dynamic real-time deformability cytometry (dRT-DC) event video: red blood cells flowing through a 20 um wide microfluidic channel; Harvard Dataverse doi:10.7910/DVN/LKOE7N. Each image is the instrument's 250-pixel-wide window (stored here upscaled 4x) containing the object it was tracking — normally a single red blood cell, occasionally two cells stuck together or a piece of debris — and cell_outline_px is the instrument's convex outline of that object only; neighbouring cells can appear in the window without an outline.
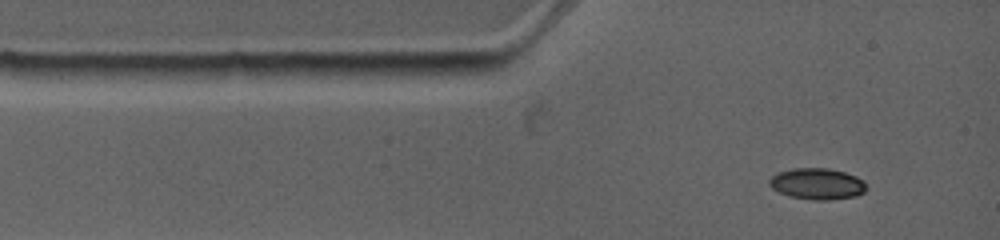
{"species": "common noctule bat (a hibernating species)", "species_latin": "Nyctalus noctula", "temperature_condition": "warm", "stored_images_in_passage": 3, "camera_frame_rate_fps": 4500, "um_per_image_px": 0.085, "animal": {"sex": "female", "body_mass_g": 19.0, "forearm_length_mm": 53.3}, "frame": {"image": 1, "passage_image": 1, "time_ms": 0.0, "image_size_px": [1000, 240], "cell_outline_px": [[868, 188], [864, 192], [856, 196], [828, 200], [812, 200], [788, 196], [772, 188], [768, 184], [768, 180], [776, 172], [792, 168], [828, 168], [844, 172], [856, 176], [864, 180]], "centroid_in_image_um": [69.46, 15.62], "position_along_channel_um": 15.5, "area_um2": 17.92}}
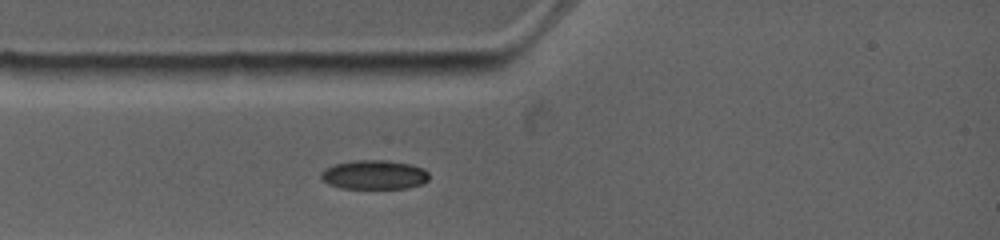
{"frame": {"image": 2, "passage_image": 3, "time_ms": 1.556, "image_size_px": [1000, 240], "cell_outline_px": [[428, 180], [424, 184], [408, 188], [340, 188], [328, 184], [320, 180], [320, 172], [324, 168], [336, 164], [352, 160], [388, 160], [412, 164], [424, 168], [428, 172]], "centroid_in_image_um": [31.8, 14.85], "position_along_channel_um": 53.2, "area_um2": 18.73}}